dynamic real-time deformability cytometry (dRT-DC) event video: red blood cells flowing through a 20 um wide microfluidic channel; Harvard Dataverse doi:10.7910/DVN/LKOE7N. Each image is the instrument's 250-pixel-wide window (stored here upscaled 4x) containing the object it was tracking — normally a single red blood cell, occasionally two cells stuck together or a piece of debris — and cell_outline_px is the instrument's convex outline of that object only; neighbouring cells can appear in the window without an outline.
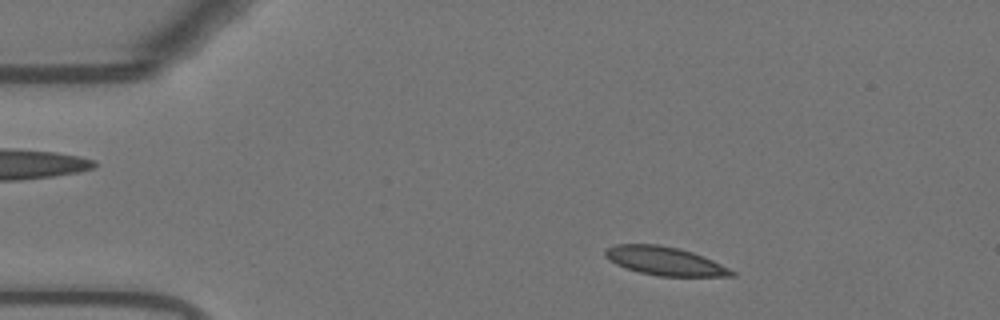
{"species": "Egyptian fruit bat (a non-hibernating species)", "species_latin": "Rousettus aegyptiacus", "temperature_condition": "warm", "stored_images_in_passage": 52, "camera_frame_rate_fps": 3000, "um_per_image_px": 0.085, "animal": {"sex": "female"}, "frame": {"image": 1, "passage_image": 6, "time_ms": 1.667, "image_size_px": [1000, 320], "cell_outline_px": [[736, 276], [660, 276], [640, 272], [616, 264], [608, 260], [604, 256], [604, 248], [616, 244], [656, 244], [680, 248], [692, 252], [712, 260], [736, 272]], "centroid_in_image_um": [56.47, 22.17], "position_along_channel_um": 28.5, "area_um2": 20.92}}
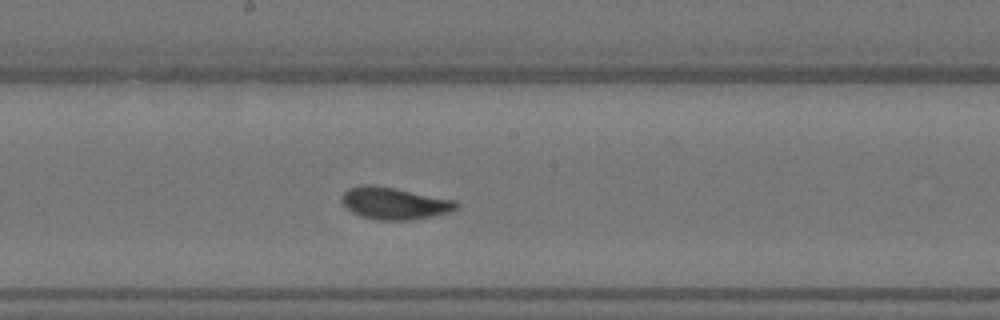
{"frame": {"image": 2, "passage_image": 26, "time_ms": 8.333, "image_size_px": [1000, 320], "cell_outline_px": [[460, 208], [448, 212], [432, 216], [412, 220], [380, 220], [360, 216], [352, 212], [340, 200], [340, 196], [348, 188], [364, 184], [372, 184], [396, 188], [456, 200], [460, 204]], "centroid_in_image_um": [33.53, 17.27], "position_along_channel_um": 214.7, "area_um2": 21.62}}
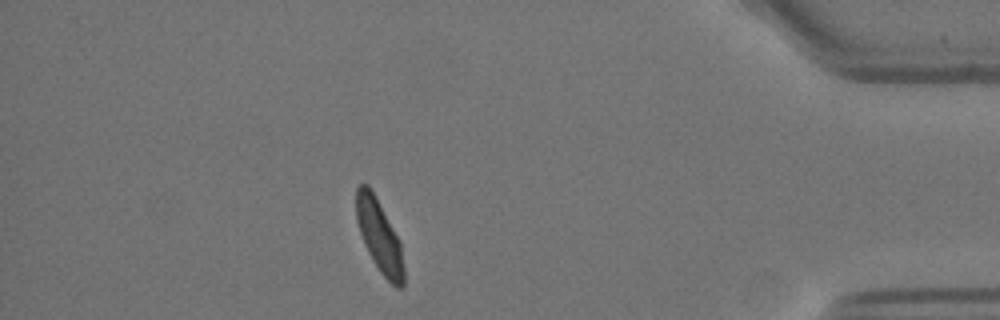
{"frame": {"image": 3, "passage_image": 45, "time_ms": 14.667, "image_size_px": [1000, 320], "cell_outline_px": [[404, 284], [400, 288], [396, 288], [380, 272], [368, 252], [364, 244], [356, 220], [356, 188], [360, 184], [368, 184], [400, 240], [404, 268]], "centroid_in_image_um": [32.24, 20.09], "position_along_channel_um": 403.0, "area_um2": 19.88}, "authors_computed_cell_mechanics": {"area_um2": 20.8947, "velocity_mm_per_s": 3.6727, "shape_relaxation_time_tau1_ms": 2.7313, "shape_relaxation_time_tau2_ms": null, "deformation_change_tau1": 0.1517, "deformation_change_tau2": null}}